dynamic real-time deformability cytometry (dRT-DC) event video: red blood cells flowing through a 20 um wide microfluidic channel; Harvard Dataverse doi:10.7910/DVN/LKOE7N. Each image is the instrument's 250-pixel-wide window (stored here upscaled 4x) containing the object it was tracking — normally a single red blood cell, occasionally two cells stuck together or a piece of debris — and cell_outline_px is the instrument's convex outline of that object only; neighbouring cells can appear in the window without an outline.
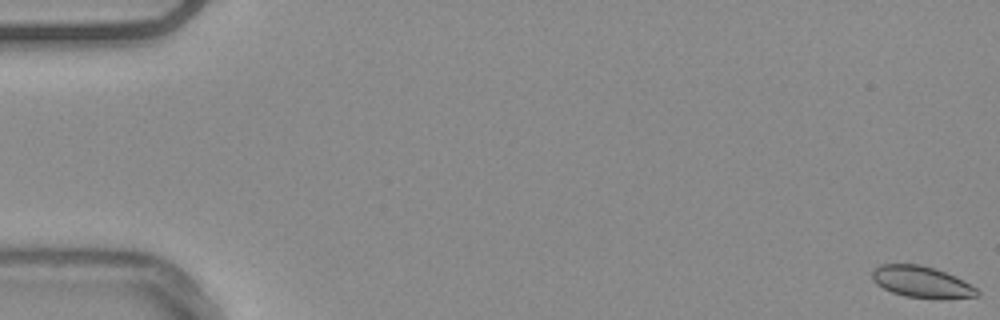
{"species": "common noctule bat (a hibernating species)", "species_latin": "Nyctalus noctula", "temperature_condition": "warm", "stored_images_in_passage": 55, "camera_frame_rate_fps": 3000, "um_per_image_px": 0.085, "animal": {"sex": "male", "body_mass_g": 20.4}, "frame": {"image": 1, "passage_image": 1, "time_ms": 0.0, "image_size_px": [1000, 320], "cell_outline_px": [[980, 296], [940, 300], [904, 296], [892, 292], [876, 284], [872, 280], [872, 272], [880, 264], [920, 264], [936, 268], [964, 280], [976, 288], [980, 292]], "centroid_in_image_um": [78.38, 23.98], "position_along_channel_um": 6.6, "area_um2": 19.59}}
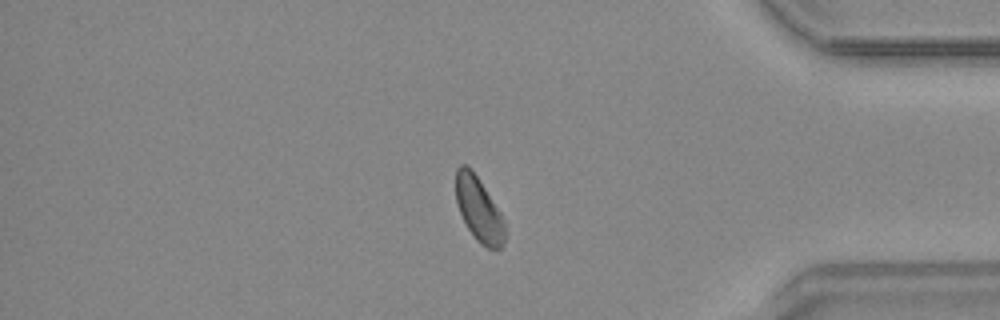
{"frame": {"image": 2, "passage_image": 47, "time_ms": 15.333, "image_size_px": [1000, 320], "cell_outline_px": [[504, 244], [500, 248], [488, 248], [480, 244], [476, 240], [468, 228], [456, 204], [456, 168], [460, 164], [464, 164], [476, 176], [500, 212], [504, 220]], "centroid_in_image_um": [40.69, 17.82], "position_along_channel_um": 394.5, "area_um2": 17.92}}
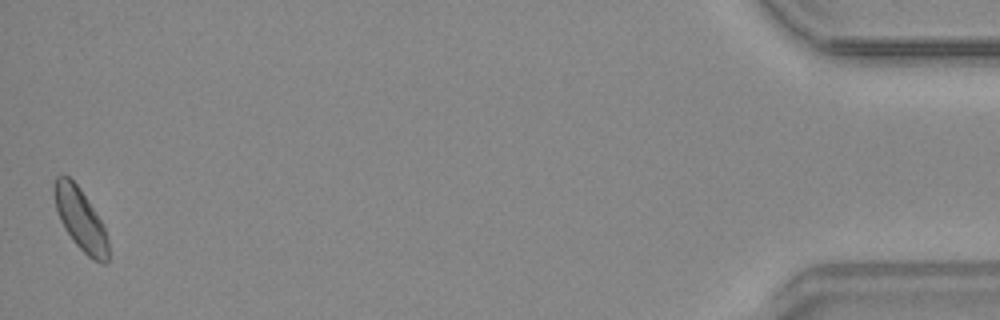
{"frame": {"image": 3, "passage_image": 55, "time_ms": 18.0, "image_size_px": [1000, 320], "cell_outline_px": [[108, 260], [104, 264], [100, 264], [92, 260], [72, 240], [64, 228], [60, 220], [56, 208], [52, 192], [52, 188], [56, 176], [68, 176], [80, 188], [100, 220], [104, 228], [108, 240]], "centroid_in_image_um": [6.82, 18.65], "position_along_channel_um": 428.4, "area_um2": 19.42}, "authors_computed_cell_mechanics": {"area_um2": 19.363, "velocity_mm_per_s": 3.7402, "shape_relaxation_time_tau1_ms": 2.434, "shape_relaxation_time_tau2_ms": 3.6134, "deformation_change_tau1": 0.0443, "deformation_change_tau2": 0.0596}}